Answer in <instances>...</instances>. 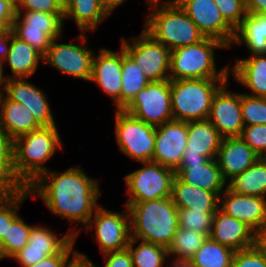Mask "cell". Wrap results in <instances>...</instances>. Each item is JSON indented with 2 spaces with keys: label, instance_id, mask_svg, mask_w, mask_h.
Returning a JSON list of instances; mask_svg holds the SVG:
<instances>
[{
  "label": "cell",
  "instance_id": "6da1fadb",
  "mask_svg": "<svg viewBox=\"0 0 266 267\" xmlns=\"http://www.w3.org/2000/svg\"><path fill=\"white\" fill-rule=\"evenodd\" d=\"M31 197H40L53 214L86 226L99 206V182L80 167L63 173L48 170L27 187Z\"/></svg>",
  "mask_w": 266,
  "mask_h": 267
},
{
  "label": "cell",
  "instance_id": "7a4b0ae2",
  "mask_svg": "<svg viewBox=\"0 0 266 267\" xmlns=\"http://www.w3.org/2000/svg\"><path fill=\"white\" fill-rule=\"evenodd\" d=\"M131 237L168 247L179 227L178 208L172 197L145 202H127Z\"/></svg>",
  "mask_w": 266,
  "mask_h": 267
},
{
  "label": "cell",
  "instance_id": "3957f363",
  "mask_svg": "<svg viewBox=\"0 0 266 267\" xmlns=\"http://www.w3.org/2000/svg\"><path fill=\"white\" fill-rule=\"evenodd\" d=\"M62 141L57 126H42L14 140L13 173L27 188L49 169L44 163L58 150Z\"/></svg>",
  "mask_w": 266,
  "mask_h": 267
},
{
  "label": "cell",
  "instance_id": "277c9868",
  "mask_svg": "<svg viewBox=\"0 0 266 267\" xmlns=\"http://www.w3.org/2000/svg\"><path fill=\"white\" fill-rule=\"evenodd\" d=\"M150 1L151 12L145 20L144 31L155 41L162 43L171 51L202 41L205 36L196 24L174 1Z\"/></svg>",
  "mask_w": 266,
  "mask_h": 267
},
{
  "label": "cell",
  "instance_id": "5b68a950",
  "mask_svg": "<svg viewBox=\"0 0 266 267\" xmlns=\"http://www.w3.org/2000/svg\"><path fill=\"white\" fill-rule=\"evenodd\" d=\"M228 48L222 42L204 38L202 41L171 51L169 80L228 79L229 64L219 72L215 63V49Z\"/></svg>",
  "mask_w": 266,
  "mask_h": 267
},
{
  "label": "cell",
  "instance_id": "8992f818",
  "mask_svg": "<svg viewBox=\"0 0 266 267\" xmlns=\"http://www.w3.org/2000/svg\"><path fill=\"white\" fill-rule=\"evenodd\" d=\"M226 82L228 79L170 80L174 120L189 122L208 119L213 97Z\"/></svg>",
  "mask_w": 266,
  "mask_h": 267
},
{
  "label": "cell",
  "instance_id": "52a82bcc",
  "mask_svg": "<svg viewBox=\"0 0 266 267\" xmlns=\"http://www.w3.org/2000/svg\"><path fill=\"white\" fill-rule=\"evenodd\" d=\"M142 164L144 167L124 177L129 195L127 202H145L171 197L176 172L153 161Z\"/></svg>",
  "mask_w": 266,
  "mask_h": 267
},
{
  "label": "cell",
  "instance_id": "ba28073f",
  "mask_svg": "<svg viewBox=\"0 0 266 267\" xmlns=\"http://www.w3.org/2000/svg\"><path fill=\"white\" fill-rule=\"evenodd\" d=\"M117 145L127 156L139 162L152 161L156 127L135 118L123 109H115Z\"/></svg>",
  "mask_w": 266,
  "mask_h": 267
},
{
  "label": "cell",
  "instance_id": "9c48e42d",
  "mask_svg": "<svg viewBox=\"0 0 266 267\" xmlns=\"http://www.w3.org/2000/svg\"><path fill=\"white\" fill-rule=\"evenodd\" d=\"M63 21L64 14L16 11V17L10 29L16 37L27 42L44 55L51 41L59 39L62 35Z\"/></svg>",
  "mask_w": 266,
  "mask_h": 267
},
{
  "label": "cell",
  "instance_id": "30bf717a",
  "mask_svg": "<svg viewBox=\"0 0 266 267\" xmlns=\"http://www.w3.org/2000/svg\"><path fill=\"white\" fill-rule=\"evenodd\" d=\"M129 44L122 38L121 46L136 62L140 71L150 82L169 80L171 50L155 41L144 30L139 37H132Z\"/></svg>",
  "mask_w": 266,
  "mask_h": 267
},
{
  "label": "cell",
  "instance_id": "8fae6325",
  "mask_svg": "<svg viewBox=\"0 0 266 267\" xmlns=\"http://www.w3.org/2000/svg\"><path fill=\"white\" fill-rule=\"evenodd\" d=\"M123 110L155 127L174 120L170 80L150 82Z\"/></svg>",
  "mask_w": 266,
  "mask_h": 267
},
{
  "label": "cell",
  "instance_id": "7c38bea8",
  "mask_svg": "<svg viewBox=\"0 0 266 267\" xmlns=\"http://www.w3.org/2000/svg\"><path fill=\"white\" fill-rule=\"evenodd\" d=\"M126 212H113L98 206L94 215L85 226L86 230L95 229L96 243L102 254L126 249L131 238L130 215ZM93 225V227H92Z\"/></svg>",
  "mask_w": 266,
  "mask_h": 267
},
{
  "label": "cell",
  "instance_id": "4fadbf2b",
  "mask_svg": "<svg viewBox=\"0 0 266 267\" xmlns=\"http://www.w3.org/2000/svg\"><path fill=\"white\" fill-rule=\"evenodd\" d=\"M206 38L233 45L235 30L225 21L214 0H174Z\"/></svg>",
  "mask_w": 266,
  "mask_h": 267
},
{
  "label": "cell",
  "instance_id": "5bb4252c",
  "mask_svg": "<svg viewBox=\"0 0 266 267\" xmlns=\"http://www.w3.org/2000/svg\"><path fill=\"white\" fill-rule=\"evenodd\" d=\"M94 55L95 52L85 45L59 44L57 39H53L43 55V62L63 74L90 81Z\"/></svg>",
  "mask_w": 266,
  "mask_h": 267
},
{
  "label": "cell",
  "instance_id": "9a60e30c",
  "mask_svg": "<svg viewBox=\"0 0 266 267\" xmlns=\"http://www.w3.org/2000/svg\"><path fill=\"white\" fill-rule=\"evenodd\" d=\"M188 140V122L171 120L156 126L152 161L176 171Z\"/></svg>",
  "mask_w": 266,
  "mask_h": 267
},
{
  "label": "cell",
  "instance_id": "2e32d148",
  "mask_svg": "<svg viewBox=\"0 0 266 267\" xmlns=\"http://www.w3.org/2000/svg\"><path fill=\"white\" fill-rule=\"evenodd\" d=\"M226 82L214 95L208 120L223 138L240 137L244 128L241 93L228 91Z\"/></svg>",
  "mask_w": 266,
  "mask_h": 267
},
{
  "label": "cell",
  "instance_id": "e0dca14e",
  "mask_svg": "<svg viewBox=\"0 0 266 267\" xmlns=\"http://www.w3.org/2000/svg\"><path fill=\"white\" fill-rule=\"evenodd\" d=\"M223 137L208 119L188 122V140L180 165L204 164L215 159Z\"/></svg>",
  "mask_w": 266,
  "mask_h": 267
},
{
  "label": "cell",
  "instance_id": "ac0fdd59",
  "mask_svg": "<svg viewBox=\"0 0 266 267\" xmlns=\"http://www.w3.org/2000/svg\"><path fill=\"white\" fill-rule=\"evenodd\" d=\"M27 78L5 80L4 94L12 101L25 105L41 126H55L56 122L44 92Z\"/></svg>",
  "mask_w": 266,
  "mask_h": 267
},
{
  "label": "cell",
  "instance_id": "d6986e66",
  "mask_svg": "<svg viewBox=\"0 0 266 267\" xmlns=\"http://www.w3.org/2000/svg\"><path fill=\"white\" fill-rule=\"evenodd\" d=\"M120 52L101 48L94 55L90 81L99 85L114 100L116 110H121L122 46Z\"/></svg>",
  "mask_w": 266,
  "mask_h": 267
},
{
  "label": "cell",
  "instance_id": "ffe728a7",
  "mask_svg": "<svg viewBox=\"0 0 266 267\" xmlns=\"http://www.w3.org/2000/svg\"><path fill=\"white\" fill-rule=\"evenodd\" d=\"M219 208L246 223L255 232L266 223V198L234 193L228 187L219 196Z\"/></svg>",
  "mask_w": 266,
  "mask_h": 267
},
{
  "label": "cell",
  "instance_id": "44dd1931",
  "mask_svg": "<svg viewBox=\"0 0 266 267\" xmlns=\"http://www.w3.org/2000/svg\"><path fill=\"white\" fill-rule=\"evenodd\" d=\"M260 156L241 138H223L216 155L223 179L228 182L252 166Z\"/></svg>",
  "mask_w": 266,
  "mask_h": 267
},
{
  "label": "cell",
  "instance_id": "7402d4cb",
  "mask_svg": "<svg viewBox=\"0 0 266 267\" xmlns=\"http://www.w3.org/2000/svg\"><path fill=\"white\" fill-rule=\"evenodd\" d=\"M209 237L233 251L246 249L255 244V231L246 223L226 214L220 208L213 215L212 230Z\"/></svg>",
  "mask_w": 266,
  "mask_h": 267
},
{
  "label": "cell",
  "instance_id": "603a6c76",
  "mask_svg": "<svg viewBox=\"0 0 266 267\" xmlns=\"http://www.w3.org/2000/svg\"><path fill=\"white\" fill-rule=\"evenodd\" d=\"M110 13L101 0H64V20L74 19L81 33L78 40L85 44V32L95 30Z\"/></svg>",
  "mask_w": 266,
  "mask_h": 267
},
{
  "label": "cell",
  "instance_id": "cb8c5ba5",
  "mask_svg": "<svg viewBox=\"0 0 266 267\" xmlns=\"http://www.w3.org/2000/svg\"><path fill=\"white\" fill-rule=\"evenodd\" d=\"M172 199L178 209H190L203 213H216L219 208V196L199 187L191 186L175 176Z\"/></svg>",
  "mask_w": 266,
  "mask_h": 267
},
{
  "label": "cell",
  "instance_id": "d4e9b609",
  "mask_svg": "<svg viewBox=\"0 0 266 267\" xmlns=\"http://www.w3.org/2000/svg\"><path fill=\"white\" fill-rule=\"evenodd\" d=\"M0 125L13 140L42 127L25 105L10 100L4 93L0 95Z\"/></svg>",
  "mask_w": 266,
  "mask_h": 267
},
{
  "label": "cell",
  "instance_id": "484cf974",
  "mask_svg": "<svg viewBox=\"0 0 266 267\" xmlns=\"http://www.w3.org/2000/svg\"><path fill=\"white\" fill-rule=\"evenodd\" d=\"M175 172L181 181L212 191L218 196L227 188V182L223 179L216 159H209L204 164L180 165Z\"/></svg>",
  "mask_w": 266,
  "mask_h": 267
},
{
  "label": "cell",
  "instance_id": "4316f807",
  "mask_svg": "<svg viewBox=\"0 0 266 267\" xmlns=\"http://www.w3.org/2000/svg\"><path fill=\"white\" fill-rule=\"evenodd\" d=\"M41 60L43 61L42 53L12 33L10 36V49L2 64L7 62L13 75H6L5 79L31 77L37 70Z\"/></svg>",
  "mask_w": 266,
  "mask_h": 267
},
{
  "label": "cell",
  "instance_id": "83f0119b",
  "mask_svg": "<svg viewBox=\"0 0 266 267\" xmlns=\"http://www.w3.org/2000/svg\"><path fill=\"white\" fill-rule=\"evenodd\" d=\"M229 71L237 82L251 91L249 95L266 98V54L237 59Z\"/></svg>",
  "mask_w": 266,
  "mask_h": 267
},
{
  "label": "cell",
  "instance_id": "f1b7e54d",
  "mask_svg": "<svg viewBox=\"0 0 266 267\" xmlns=\"http://www.w3.org/2000/svg\"><path fill=\"white\" fill-rule=\"evenodd\" d=\"M244 42L252 55L266 54V14H247L235 30L233 43Z\"/></svg>",
  "mask_w": 266,
  "mask_h": 267
},
{
  "label": "cell",
  "instance_id": "f546056e",
  "mask_svg": "<svg viewBox=\"0 0 266 267\" xmlns=\"http://www.w3.org/2000/svg\"><path fill=\"white\" fill-rule=\"evenodd\" d=\"M234 193L266 198V158L260 157L252 166L229 180Z\"/></svg>",
  "mask_w": 266,
  "mask_h": 267
},
{
  "label": "cell",
  "instance_id": "4dcf8cb0",
  "mask_svg": "<svg viewBox=\"0 0 266 267\" xmlns=\"http://www.w3.org/2000/svg\"><path fill=\"white\" fill-rule=\"evenodd\" d=\"M77 227L68 229L61 238L51 229L43 226H32L27 250L44 251L47 256L58 254L73 238H77L79 230Z\"/></svg>",
  "mask_w": 266,
  "mask_h": 267
},
{
  "label": "cell",
  "instance_id": "1f68e13d",
  "mask_svg": "<svg viewBox=\"0 0 266 267\" xmlns=\"http://www.w3.org/2000/svg\"><path fill=\"white\" fill-rule=\"evenodd\" d=\"M150 81L122 47L121 109H124Z\"/></svg>",
  "mask_w": 266,
  "mask_h": 267
},
{
  "label": "cell",
  "instance_id": "d6a6232c",
  "mask_svg": "<svg viewBox=\"0 0 266 267\" xmlns=\"http://www.w3.org/2000/svg\"><path fill=\"white\" fill-rule=\"evenodd\" d=\"M234 252L208 237L191 261L196 267H231Z\"/></svg>",
  "mask_w": 266,
  "mask_h": 267
},
{
  "label": "cell",
  "instance_id": "836d02e7",
  "mask_svg": "<svg viewBox=\"0 0 266 267\" xmlns=\"http://www.w3.org/2000/svg\"><path fill=\"white\" fill-rule=\"evenodd\" d=\"M136 242L137 240L131 237L127 246L134 267H163L169 256L166 247L140 240L135 248Z\"/></svg>",
  "mask_w": 266,
  "mask_h": 267
},
{
  "label": "cell",
  "instance_id": "e575fe53",
  "mask_svg": "<svg viewBox=\"0 0 266 267\" xmlns=\"http://www.w3.org/2000/svg\"><path fill=\"white\" fill-rule=\"evenodd\" d=\"M208 237L206 234L178 227L167 247L168 255L174 254L176 258L191 260Z\"/></svg>",
  "mask_w": 266,
  "mask_h": 267
},
{
  "label": "cell",
  "instance_id": "d590c367",
  "mask_svg": "<svg viewBox=\"0 0 266 267\" xmlns=\"http://www.w3.org/2000/svg\"><path fill=\"white\" fill-rule=\"evenodd\" d=\"M31 229L32 226L27 225L19 216L11 223L6 235L0 239L6 257L12 258L28 244Z\"/></svg>",
  "mask_w": 266,
  "mask_h": 267
},
{
  "label": "cell",
  "instance_id": "8d00e7d4",
  "mask_svg": "<svg viewBox=\"0 0 266 267\" xmlns=\"http://www.w3.org/2000/svg\"><path fill=\"white\" fill-rule=\"evenodd\" d=\"M241 114L244 126L266 125V98L241 93Z\"/></svg>",
  "mask_w": 266,
  "mask_h": 267
},
{
  "label": "cell",
  "instance_id": "74e56055",
  "mask_svg": "<svg viewBox=\"0 0 266 267\" xmlns=\"http://www.w3.org/2000/svg\"><path fill=\"white\" fill-rule=\"evenodd\" d=\"M214 214L178 209L179 227L210 236Z\"/></svg>",
  "mask_w": 266,
  "mask_h": 267
},
{
  "label": "cell",
  "instance_id": "f35d334b",
  "mask_svg": "<svg viewBox=\"0 0 266 267\" xmlns=\"http://www.w3.org/2000/svg\"><path fill=\"white\" fill-rule=\"evenodd\" d=\"M28 196H31L30 191L25 188L12 197L0 200V239L6 235L8 227L19 216L18 209Z\"/></svg>",
  "mask_w": 266,
  "mask_h": 267
},
{
  "label": "cell",
  "instance_id": "ab89813d",
  "mask_svg": "<svg viewBox=\"0 0 266 267\" xmlns=\"http://www.w3.org/2000/svg\"><path fill=\"white\" fill-rule=\"evenodd\" d=\"M14 159H0V200L12 197L25 189L13 173Z\"/></svg>",
  "mask_w": 266,
  "mask_h": 267
},
{
  "label": "cell",
  "instance_id": "60d3db41",
  "mask_svg": "<svg viewBox=\"0 0 266 267\" xmlns=\"http://www.w3.org/2000/svg\"><path fill=\"white\" fill-rule=\"evenodd\" d=\"M225 21L236 30L246 17V0H214Z\"/></svg>",
  "mask_w": 266,
  "mask_h": 267
},
{
  "label": "cell",
  "instance_id": "b9f144b4",
  "mask_svg": "<svg viewBox=\"0 0 266 267\" xmlns=\"http://www.w3.org/2000/svg\"><path fill=\"white\" fill-rule=\"evenodd\" d=\"M240 137L262 158H266V125L244 126Z\"/></svg>",
  "mask_w": 266,
  "mask_h": 267
},
{
  "label": "cell",
  "instance_id": "7bdbcfd3",
  "mask_svg": "<svg viewBox=\"0 0 266 267\" xmlns=\"http://www.w3.org/2000/svg\"><path fill=\"white\" fill-rule=\"evenodd\" d=\"M15 9L64 14V0H18Z\"/></svg>",
  "mask_w": 266,
  "mask_h": 267
},
{
  "label": "cell",
  "instance_id": "ee69618b",
  "mask_svg": "<svg viewBox=\"0 0 266 267\" xmlns=\"http://www.w3.org/2000/svg\"><path fill=\"white\" fill-rule=\"evenodd\" d=\"M231 267H266V256L255 246L234 252Z\"/></svg>",
  "mask_w": 266,
  "mask_h": 267
},
{
  "label": "cell",
  "instance_id": "f6af8a7d",
  "mask_svg": "<svg viewBox=\"0 0 266 267\" xmlns=\"http://www.w3.org/2000/svg\"><path fill=\"white\" fill-rule=\"evenodd\" d=\"M76 238H73L58 254L47 256L45 259L28 267H62L64 263L75 253L74 249Z\"/></svg>",
  "mask_w": 266,
  "mask_h": 267
},
{
  "label": "cell",
  "instance_id": "bcb514c9",
  "mask_svg": "<svg viewBox=\"0 0 266 267\" xmlns=\"http://www.w3.org/2000/svg\"><path fill=\"white\" fill-rule=\"evenodd\" d=\"M103 255L106 262L103 267H134L128 248L119 251H110Z\"/></svg>",
  "mask_w": 266,
  "mask_h": 267
},
{
  "label": "cell",
  "instance_id": "7dc6e473",
  "mask_svg": "<svg viewBox=\"0 0 266 267\" xmlns=\"http://www.w3.org/2000/svg\"><path fill=\"white\" fill-rule=\"evenodd\" d=\"M46 257L47 255L44 253V251L27 250V245H25L12 258L15 259L21 265V267H28L36 264Z\"/></svg>",
  "mask_w": 266,
  "mask_h": 267
},
{
  "label": "cell",
  "instance_id": "c3c4849f",
  "mask_svg": "<svg viewBox=\"0 0 266 267\" xmlns=\"http://www.w3.org/2000/svg\"><path fill=\"white\" fill-rule=\"evenodd\" d=\"M0 159H14V140L0 125Z\"/></svg>",
  "mask_w": 266,
  "mask_h": 267
},
{
  "label": "cell",
  "instance_id": "681fc988",
  "mask_svg": "<svg viewBox=\"0 0 266 267\" xmlns=\"http://www.w3.org/2000/svg\"><path fill=\"white\" fill-rule=\"evenodd\" d=\"M16 17L15 6L7 1L0 0V20L10 29Z\"/></svg>",
  "mask_w": 266,
  "mask_h": 267
},
{
  "label": "cell",
  "instance_id": "f907efd6",
  "mask_svg": "<svg viewBox=\"0 0 266 267\" xmlns=\"http://www.w3.org/2000/svg\"><path fill=\"white\" fill-rule=\"evenodd\" d=\"M62 267H96L88 256L76 251L73 253L71 260H67Z\"/></svg>",
  "mask_w": 266,
  "mask_h": 267
},
{
  "label": "cell",
  "instance_id": "816d5d0a",
  "mask_svg": "<svg viewBox=\"0 0 266 267\" xmlns=\"http://www.w3.org/2000/svg\"><path fill=\"white\" fill-rule=\"evenodd\" d=\"M247 14H266V0H246Z\"/></svg>",
  "mask_w": 266,
  "mask_h": 267
},
{
  "label": "cell",
  "instance_id": "f5cc1de1",
  "mask_svg": "<svg viewBox=\"0 0 266 267\" xmlns=\"http://www.w3.org/2000/svg\"><path fill=\"white\" fill-rule=\"evenodd\" d=\"M254 246L266 256V223L255 232Z\"/></svg>",
  "mask_w": 266,
  "mask_h": 267
},
{
  "label": "cell",
  "instance_id": "db71d44e",
  "mask_svg": "<svg viewBox=\"0 0 266 267\" xmlns=\"http://www.w3.org/2000/svg\"><path fill=\"white\" fill-rule=\"evenodd\" d=\"M12 30L9 29L4 35L0 36V62L6 58L8 51L10 49V36L12 34Z\"/></svg>",
  "mask_w": 266,
  "mask_h": 267
},
{
  "label": "cell",
  "instance_id": "11a10c76",
  "mask_svg": "<svg viewBox=\"0 0 266 267\" xmlns=\"http://www.w3.org/2000/svg\"><path fill=\"white\" fill-rule=\"evenodd\" d=\"M126 0H101L103 6L107 9V11L112 14L119 5L123 4Z\"/></svg>",
  "mask_w": 266,
  "mask_h": 267
},
{
  "label": "cell",
  "instance_id": "9f6ffc18",
  "mask_svg": "<svg viewBox=\"0 0 266 267\" xmlns=\"http://www.w3.org/2000/svg\"><path fill=\"white\" fill-rule=\"evenodd\" d=\"M171 267H196L191 260L176 258L172 261ZM165 267H169L167 264Z\"/></svg>",
  "mask_w": 266,
  "mask_h": 267
},
{
  "label": "cell",
  "instance_id": "6f0895ef",
  "mask_svg": "<svg viewBox=\"0 0 266 267\" xmlns=\"http://www.w3.org/2000/svg\"><path fill=\"white\" fill-rule=\"evenodd\" d=\"M3 64L0 62V95L4 92L2 87H5V77L3 75L4 69H3Z\"/></svg>",
  "mask_w": 266,
  "mask_h": 267
},
{
  "label": "cell",
  "instance_id": "680465c9",
  "mask_svg": "<svg viewBox=\"0 0 266 267\" xmlns=\"http://www.w3.org/2000/svg\"><path fill=\"white\" fill-rule=\"evenodd\" d=\"M9 28L0 20V36L4 35Z\"/></svg>",
  "mask_w": 266,
  "mask_h": 267
},
{
  "label": "cell",
  "instance_id": "91938a15",
  "mask_svg": "<svg viewBox=\"0 0 266 267\" xmlns=\"http://www.w3.org/2000/svg\"><path fill=\"white\" fill-rule=\"evenodd\" d=\"M3 258H6V256L4 255V252H3V249H2V246H1V242H0V260L3 259Z\"/></svg>",
  "mask_w": 266,
  "mask_h": 267
},
{
  "label": "cell",
  "instance_id": "94428289",
  "mask_svg": "<svg viewBox=\"0 0 266 267\" xmlns=\"http://www.w3.org/2000/svg\"><path fill=\"white\" fill-rule=\"evenodd\" d=\"M7 1L11 2L14 6H16L18 0H7Z\"/></svg>",
  "mask_w": 266,
  "mask_h": 267
}]
</instances>
